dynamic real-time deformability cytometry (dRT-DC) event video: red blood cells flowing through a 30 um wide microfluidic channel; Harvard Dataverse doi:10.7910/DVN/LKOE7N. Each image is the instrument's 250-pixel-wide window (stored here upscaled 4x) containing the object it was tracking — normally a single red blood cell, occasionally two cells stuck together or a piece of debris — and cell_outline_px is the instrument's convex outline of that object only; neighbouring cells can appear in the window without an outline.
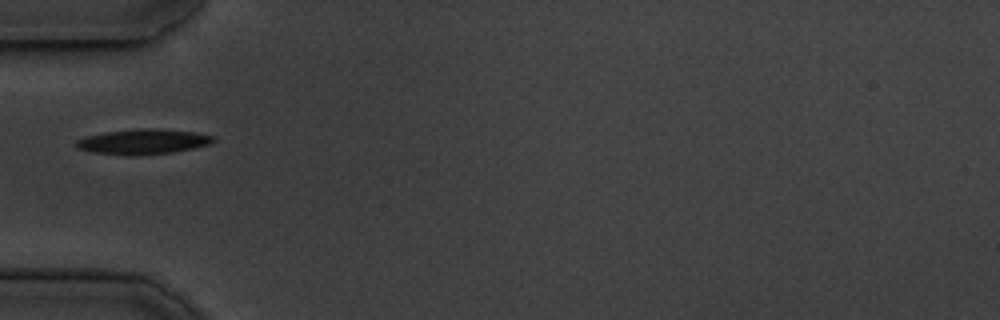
{"species": "common noctule bat (a hibernating species)", "species_latin": "Nyctalus noctula", "temperature_condition": "cold", "stored_images_in_passage": 38, "camera_frame_rate_fps": 3000, "um_per_image_px": 0.085, "animal": {"sex": "male", "body_mass_g": 19.5, "forearm_length_mm": 54.6}, "frame": {"image": 1, "passage_image": 1, "time_ms": 0.0, "image_size_px": [1000, 320], "cell_outline_px": [[216, 140], [208, 144], [192, 148], [172, 152], [136, 156], [132, 156], [92, 152], [76, 148], [76, 140], [88, 136], [104, 132], [140, 128], [156, 128], [196, 132], [212, 136]], "centroid_in_image_um": [12.14, 12.04], "position_along_channel_um": 72.9, "area_um2": 20.06}}
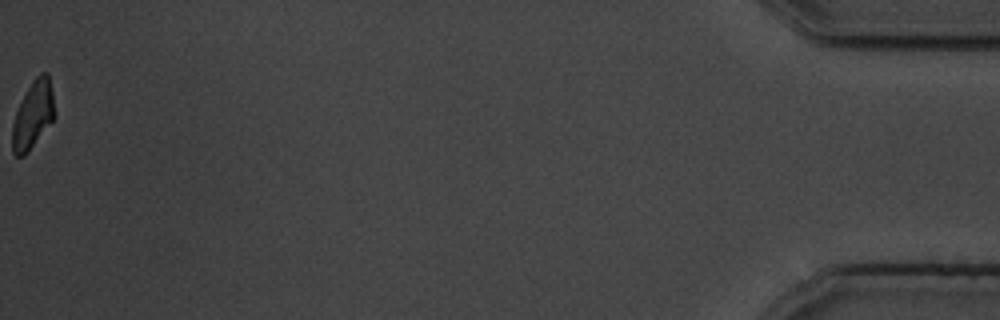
{"frame": {"image": 2, "passage_image": 38, "time_ms": 12.333, "image_size_px": [1000, 320], "cell_outline_px": [[56, 116], [24, 156], [16, 156], [12, 152], [12, 124], [16, 112], [32, 80], [40, 72], [48, 72], [52, 92]], "centroid_in_image_um": [2.81, 9.75], "position_along_channel_um": 432.4, "area_um2": 16.47}}